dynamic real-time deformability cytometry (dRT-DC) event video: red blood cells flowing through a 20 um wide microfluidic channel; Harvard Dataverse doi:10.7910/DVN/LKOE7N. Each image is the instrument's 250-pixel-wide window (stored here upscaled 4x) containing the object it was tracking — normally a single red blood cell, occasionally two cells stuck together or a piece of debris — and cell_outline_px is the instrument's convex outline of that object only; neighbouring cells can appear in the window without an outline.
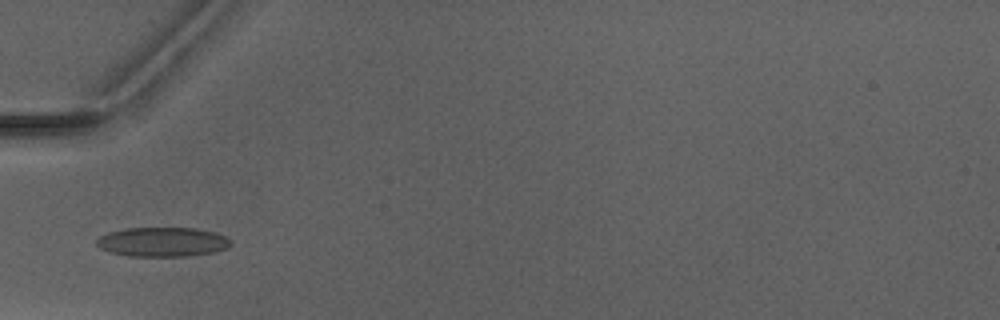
{"species": "Egyptian fruit bat (a non-hibernating species)", "species_latin": "Rousettus aegyptiacus", "temperature_condition": "warm", "stored_images_in_passage": 4, "camera_frame_rate_fps": 3000, "um_per_image_px": 0.085, "animal": {"sex": "male"}, "frame": {"image": 1, "passage_image": 4, "time_ms": 4.667, "image_size_px": [1000, 320], "cell_outline_px": [[232, 244], [228, 248], [212, 252], [184, 256], [128, 256], [108, 252], [100, 248], [96, 244], [96, 240], [100, 236], [108, 232], [124, 228], [196, 228], [216, 232], [228, 236], [232, 240]], "centroid_in_image_um": [13.83, 20.56], "position_along_channel_um": 71.2, "area_um2": 23.24}}